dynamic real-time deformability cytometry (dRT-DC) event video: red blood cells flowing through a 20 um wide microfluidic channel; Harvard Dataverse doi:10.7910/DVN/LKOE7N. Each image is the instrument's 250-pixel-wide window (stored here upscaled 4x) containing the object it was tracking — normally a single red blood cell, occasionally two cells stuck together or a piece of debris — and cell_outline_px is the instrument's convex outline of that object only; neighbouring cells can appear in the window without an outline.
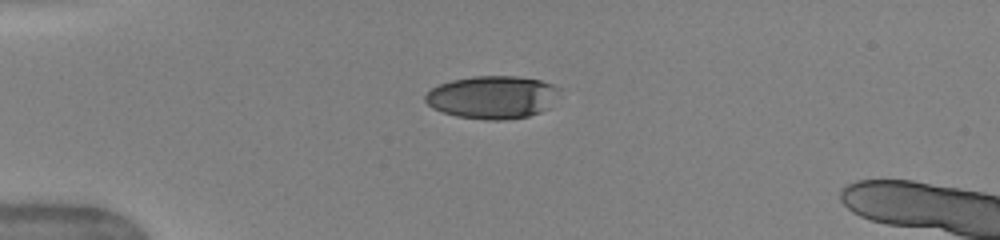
{"species": "human", "species_latin": "Homo sapiens", "temperature_condition": "warm", "stored_images_in_passage": 38, "camera_frame_rate_fps": 3000, "um_per_image_px": 0.085, "donor": {"sex": "female"}, "frame": {"image": 1, "passage_image": 1, "time_ms": 0.0, "image_size_px": [1000, 240], "cell_outline_px": [[560, 88], [548, 108], [540, 112], [528, 116], [504, 120], [484, 120], [456, 116], [432, 108], [424, 100], [424, 96], [432, 88], [440, 84], [452, 80], [472, 76], [516, 76], [540, 80], [552, 84]], "centroid_in_image_um": [41.83, 8.26], "position_along_channel_um": 43.2, "area_um2": 33.41}}
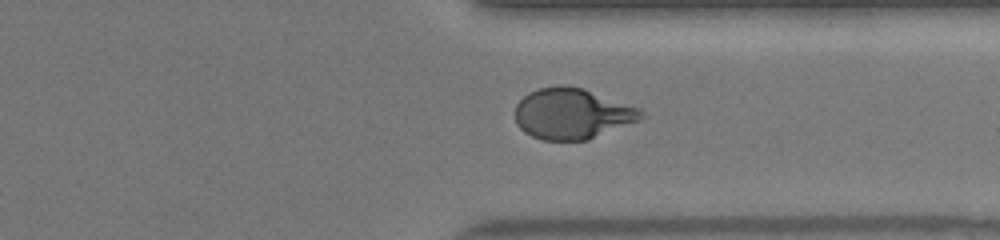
{"frame": {"image": 2, "passage_image": 27, "time_ms": 8.667, "image_size_px": [1000, 240], "cell_outline_px": [[648, 116], [640, 120], [588, 140], [544, 140], [532, 136], [524, 132], [516, 124], [516, 104], [528, 92], [540, 88], [564, 84], [584, 88], [640, 108]], "centroid_in_image_um": [48.66, 9.65], "position_along_channel_um": 362.7, "area_um2": 37.51}}
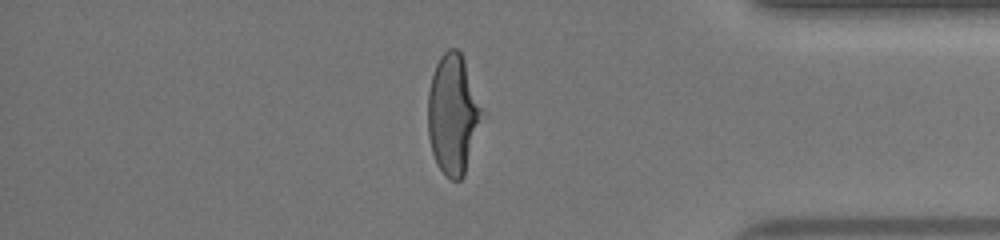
{"frame": {"image": 3, "passage_image": 31, "time_ms": 10.0, "image_size_px": [1000, 240], "cell_outline_px": [[484, 112], [464, 176], [460, 180], [452, 180], [444, 176], [436, 164], [432, 152], [428, 136], [428, 92], [432, 76], [436, 64], [440, 56], [448, 48], [456, 48], [460, 52], [464, 60]], "centroid_in_image_um": [38.49, 9.74], "position_along_channel_um": 396.7, "area_um2": 37.74}, "authors_computed_cell_mechanics": {"area_um2": 37.3966, "velocity_mm_per_s": 4.0678, "shape_relaxation_time_tau1_ms": 4.6279, "shape_relaxation_time_tau2_ms": null, "deformation_change_tau1": 0.2181, "deformation_change_tau2": null}}